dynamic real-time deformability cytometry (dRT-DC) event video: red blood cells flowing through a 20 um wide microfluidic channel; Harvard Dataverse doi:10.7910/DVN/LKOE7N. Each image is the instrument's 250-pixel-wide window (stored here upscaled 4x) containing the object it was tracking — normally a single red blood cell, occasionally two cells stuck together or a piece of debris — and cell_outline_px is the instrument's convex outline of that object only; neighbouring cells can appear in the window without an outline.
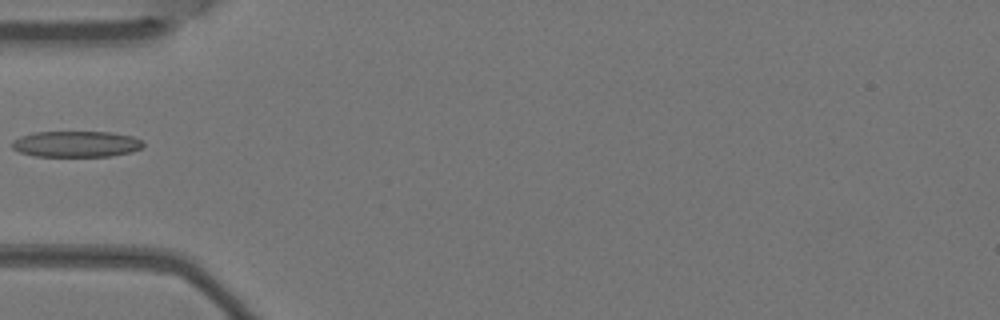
{"species": "Egyptian fruit bat (a non-hibernating species)", "species_latin": "Rousettus aegyptiacus", "temperature_condition": "warm", "stored_images_in_passage": 5, "camera_frame_rate_fps": 3000, "um_per_image_px": 0.085, "animal": {"sex": "female"}, "frame": {"image": 1, "passage_image": 5, "time_ms": 1.333, "image_size_px": [1000, 320], "cell_outline_px": [[144, 144], [140, 148], [132, 152], [112, 156], [36, 156], [20, 152], [12, 148], [12, 140], [20, 136], [32, 132], [112, 132], [132, 136], [144, 140]], "centroid_in_image_um": [6.49, 12.24], "position_along_channel_um": 78.5, "area_um2": 20.06}}